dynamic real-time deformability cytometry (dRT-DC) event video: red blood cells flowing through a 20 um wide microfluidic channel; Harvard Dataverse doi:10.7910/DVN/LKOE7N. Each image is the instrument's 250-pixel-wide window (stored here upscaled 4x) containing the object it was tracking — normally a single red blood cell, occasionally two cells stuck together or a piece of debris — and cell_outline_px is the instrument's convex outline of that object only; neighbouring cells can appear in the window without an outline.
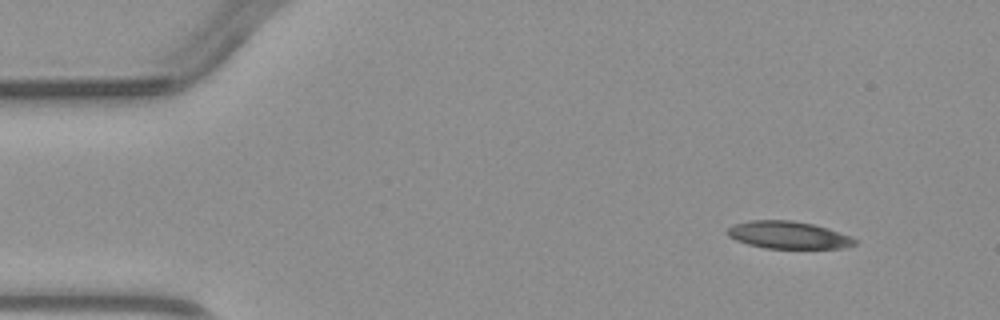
{"species": "common noctule bat (a hibernating species)", "species_latin": "Nyctalus noctula", "temperature_condition": "warm", "stored_images_in_passage": 3, "camera_frame_rate_fps": 3000, "um_per_image_px": 0.085, "animal": {"sex": "male", "body_mass_g": 23.1, "forearm_length_mm": 52.7}, "frame": {"image": 1, "passage_image": 1, "time_ms": 0.0, "image_size_px": [1000, 320], "cell_outline_px": [[860, 240], [856, 244], [848, 248], [764, 248], [748, 244], [736, 240], [728, 236], [724, 232], [732, 224], [752, 220], [792, 220], [812, 224], [828, 228], [852, 236]], "centroid_in_image_um": [67.03, 19.98], "position_along_channel_um": 18.0, "area_um2": 20.63}}